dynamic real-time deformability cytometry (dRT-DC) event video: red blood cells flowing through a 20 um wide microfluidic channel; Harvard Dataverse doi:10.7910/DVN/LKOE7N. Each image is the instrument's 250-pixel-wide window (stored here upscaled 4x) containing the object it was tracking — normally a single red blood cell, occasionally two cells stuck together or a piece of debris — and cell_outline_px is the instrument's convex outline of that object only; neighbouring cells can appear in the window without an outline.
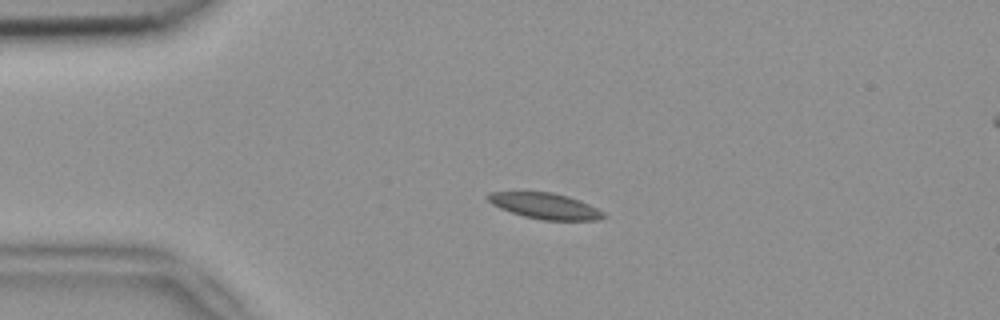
{"species": "common noctule bat (a hibernating species)", "species_latin": "Nyctalus noctula", "temperature_condition": "room temperature", "stored_images_in_passage": 46, "camera_frame_rate_fps": 3000, "um_per_image_px": 0.085, "animal": {"sex": "female", "body_mass_g": 18.4}, "frame": {"image": 1, "passage_image": 12, "time_ms": 3.667, "image_size_px": [1000, 320], "cell_outline_px": [[608, 216], [600, 220], [540, 220], [524, 216], [500, 208], [492, 204], [484, 196], [488, 192], [552, 192], [568, 196], [580, 200], [604, 212]], "centroid_in_image_um": [46.34, 17.51], "position_along_channel_um": 38.7, "area_um2": 17.51}}
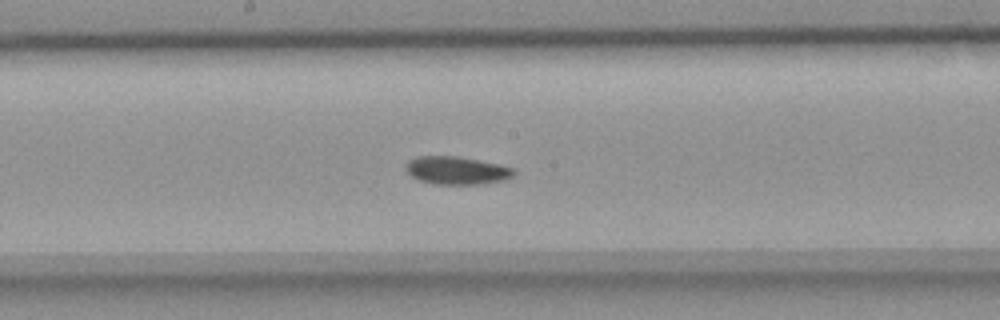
{"frame": {"image": 2, "passage_image": 28, "time_ms": 9.0, "image_size_px": [1000, 320], "cell_outline_px": [[516, 172], [508, 180], [484, 184], [432, 184], [420, 180], [412, 176], [408, 172], [408, 160], [416, 156], [456, 156], [500, 164], [516, 168]], "centroid_in_image_um": [38.9, 14.49], "position_along_channel_um": 209.3, "area_um2": 17.69}}
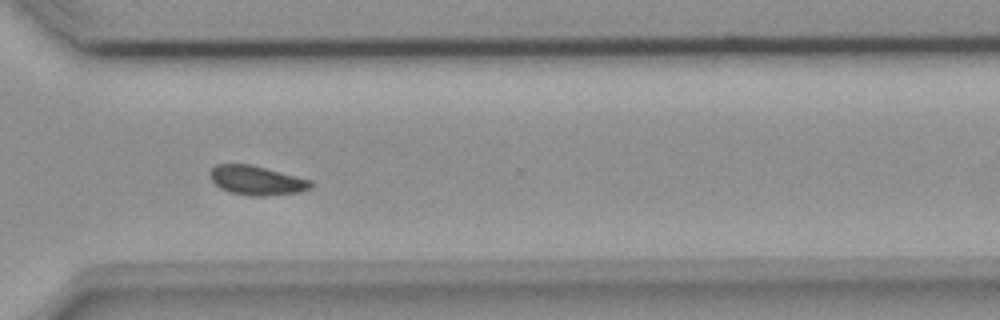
{"frame": {"image": 3, "passage_image": 39, "time_ms": 12.667, "image_size_px": [1000, 320], "cell_outline_px": [[312, 188], [300, 192], [264, 196], [248, 196], [232, 192], [220, 188], [208, 176], [208, 172], [216, 164], [248, 164], [312, 180]], "centroid_in_image_um": [21.8, 15.34], "position_along_channel_um": 348.8, "area_um2": 17.11}, "authors_computed_cell_mechanics": {"area_um2": 17.7157, "velocity_mm_per_s": 3.7841, "shape_relaxation_time_tau1_ms": 5.8254, "shape_relaxation_time_tau2_ms": 3.9631, "deformation_change_tau1": 0.1171, "deformation_change_tau2": 0.0807}}